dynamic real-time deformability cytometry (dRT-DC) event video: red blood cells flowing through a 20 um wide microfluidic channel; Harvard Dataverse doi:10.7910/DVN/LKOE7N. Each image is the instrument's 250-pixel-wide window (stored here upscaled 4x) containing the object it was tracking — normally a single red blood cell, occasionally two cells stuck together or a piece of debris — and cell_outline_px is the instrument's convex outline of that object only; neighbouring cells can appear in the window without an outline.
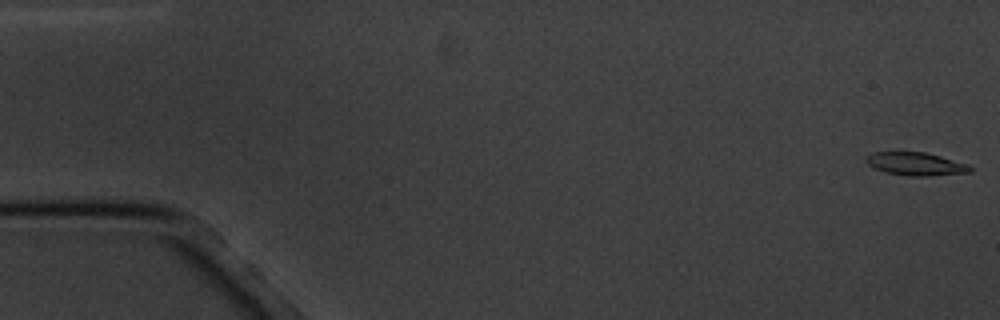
{"species": "common noctule bat (a hibernating species)", "species_latin": "Nyctalus noctula", "temperature_condition": "cold", "stored_images_in_passage": 5, "segment_of_instrument_passage": [2, 2], "camera_frame_rate_fps": 3000, "um_per_image_px": 0.085, "animal": {"sex": "male", "body_mass_g": 20.1, "forearm_length_mm": 53.5}, "frame": {"image": 1, "passage_image": 5, "time_ms": 5.667, "image_size_px": [1000, 320], "cell_outline_px": [[972, 172], [928, 176], [908, 176], [884, 172], [868, 164], [864, 160], [864, 156], [872, 152], [924, 152], [940, 156], [968, 164], [972, 168]], "centroid_in_image_um": [77.81, 13.93], "position_along_channel_um": 7.2, "area_um2": 14.05}}